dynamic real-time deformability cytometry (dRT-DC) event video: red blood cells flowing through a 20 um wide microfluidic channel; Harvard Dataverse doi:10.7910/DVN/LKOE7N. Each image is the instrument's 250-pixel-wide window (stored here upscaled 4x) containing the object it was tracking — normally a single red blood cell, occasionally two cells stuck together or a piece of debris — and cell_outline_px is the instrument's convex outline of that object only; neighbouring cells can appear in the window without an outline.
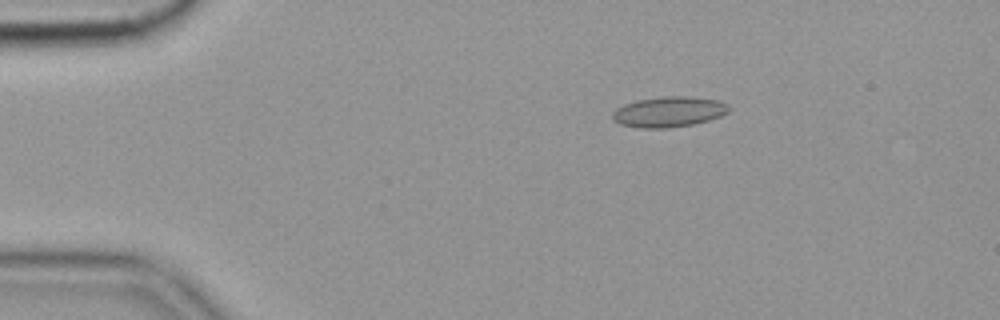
{"species": "common noctule bat (a hibernating species)", "species_latin": "Nyctalus noctula", "temperature_condition": "cold", "stored_images_in_passage": 54, "camera_frame_rate_fps": 3000, "um_per_image_px": 0.085, "animal": {"sex": "female", "body_mass_g": 19.9}, "frame": {"image": 1, "passage_image": 7, "time_ms": 2.0, "image_size_px": [1000, 320], "cell_outline_px": [[732, 108], [728, 112], [720, 116], [708, 120], [692, 124], [668, 128], [640, 128], [620, 124], [612, 120], [612, 112], [616, 108], [624, 104], [636, 100], [664, 96], [692, 96], [720, 100], [728, 104]], "centroid_in_image_um": [56.86, 9.49], "position_along_channel_um": 28.1, "area_um2": 20.92}}
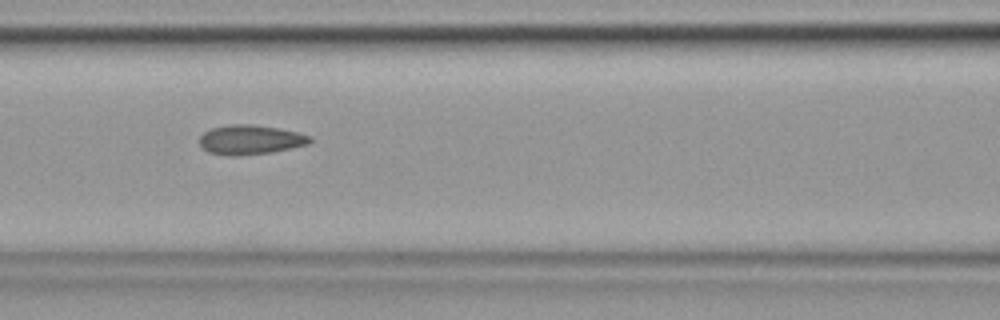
{"frame": {"image": 2, "passage_image": 22, "time_ms": 7.0, "image_size_px": [1000, 320], "cell_outline_px": [[312, 140], [308, 144], [272, 152], [236, 156], [232, 156], [208, 152], [200, 144], [200, 136], [204, 132], [212, 128], [228, 124], [252, 124], [280, 128], [300, 132], [312, 136]], "centroid_in_image_um": [21.31, 11.86], "position_along_channel_um": 145.3, "area_um2": 19.07}}
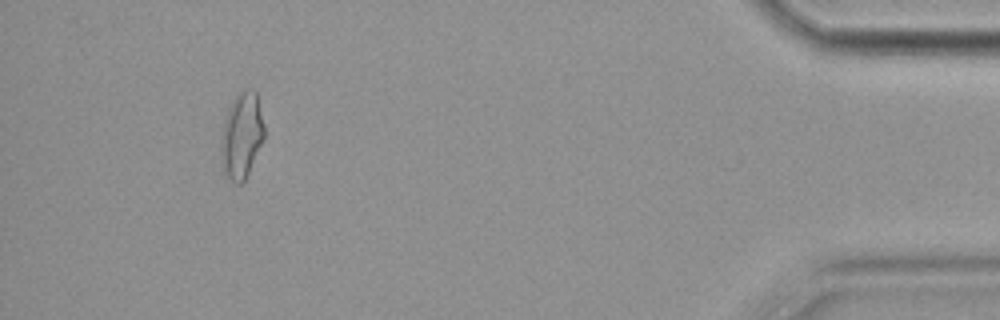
{"frame": {"image": 3, "passage_image": 50, "time_ms": 16.333, "image_size_px": [1000, 320], "cell_outline_px": [[264, 140], [244, 180], [240, 184], [236, 184], [224, 176], [220, 156], [220, 140], [224, 120], [228, 108], [236, 92], [248, 88], [252, 88], [256, 92], [264, 124]], "centroid_in_image_um": [20.52, 11.51], "position_along_channel_um": 414.7, "area_um2": 22.08}, "authors_computed_cell_mechanics": {"area_um2": 19.1896, "velocity_mm_per_s": 3.5473, "shape_relaxation_time_tau1_ms": null, "shape_relaxation_time_tau2_ms": 2.3833, "deformation_change_tau1": null, "deformation_change_tau2": 0.0959}}